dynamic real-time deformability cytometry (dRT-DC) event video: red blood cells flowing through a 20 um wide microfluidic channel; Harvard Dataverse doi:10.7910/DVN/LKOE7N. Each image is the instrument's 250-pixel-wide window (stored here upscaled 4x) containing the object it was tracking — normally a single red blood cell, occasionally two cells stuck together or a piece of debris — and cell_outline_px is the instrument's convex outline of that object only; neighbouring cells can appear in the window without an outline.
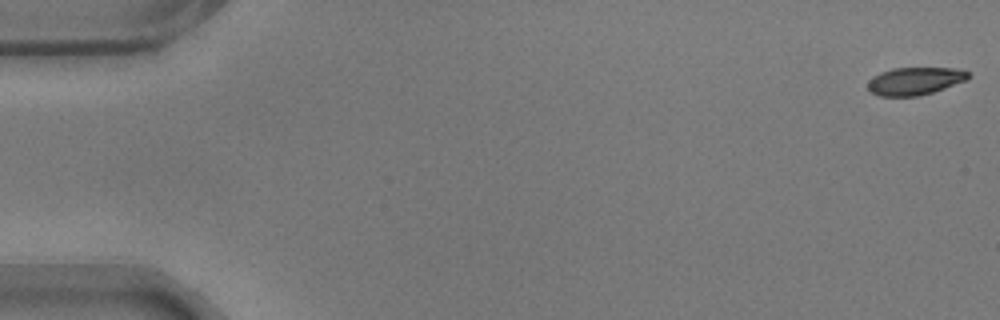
{"species": "common noctule bat (a hibernating species)", "species_latin": "Nyctalus noctula", "temperature_condition": "warm", "stored_images_in_passage": 7, "camera_frame_rate_fps": 3000, "um_per_image_px": 0.085, "animal": {"sex": "male", "body_mass_g": 17.9}, "frame": {"image": 1, "passage_image": 1, "time_ms": 0.0, "image_size_px": [1000, 320], "cell_outline_px": [[968, 76], [964, 80], [944, 88], [932, 92], [916, 96], [880, 96], [872, 92], [868, 88], [868, 80], [872, 76], [880, 72], [892, 68], [956, 68], [968, 72]], "centroid_in_image_um": [77.7, 6.88], "position_along_channel_um": 7.3, "area_um2": 15.95}}